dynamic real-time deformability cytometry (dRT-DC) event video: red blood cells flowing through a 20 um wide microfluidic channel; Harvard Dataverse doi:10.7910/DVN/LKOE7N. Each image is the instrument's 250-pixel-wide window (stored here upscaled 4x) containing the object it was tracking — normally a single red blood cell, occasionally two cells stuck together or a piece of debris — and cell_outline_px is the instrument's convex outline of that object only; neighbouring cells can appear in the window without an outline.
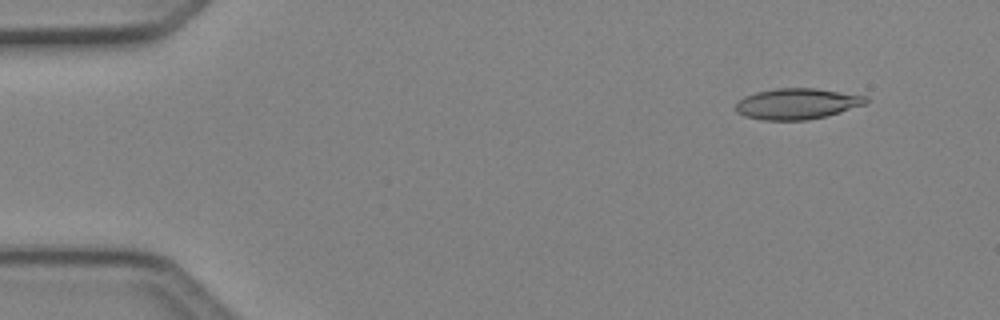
{"species": "Egyptian fruit bat (a non-hibernating species)", "species_latin": "Rousettus aegyptiacus", "temperature_condition": "cold", "stored_images_in_passage": 4, "camera_frame_rate_fps": 3000, "um_per_image_px": 0.085, "animal": {"sex": "female"}, "frame": {"image": 1, "passage_image": 2, "time_ms": 0.333, "image_size_px": [1000, 320], "cell_outline_px": [[868, 100], [864, 104], [828, 116], [808, 120], [764, 120], [744, 116], [736, 112], [736, 104], [744, 96], [756, 92], [776, 88], [816, 88], [868, 96]], "centroid_in_image_um": [67.75, 8.82], "position_along_channel_um": 17.3, "area_um2": 23.47}}
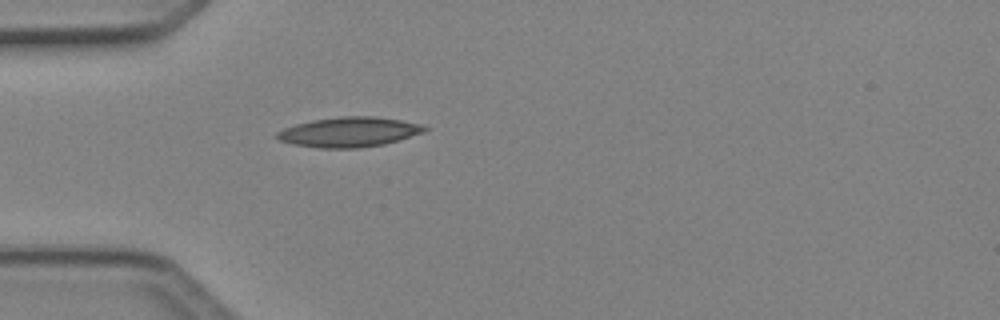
{"frame": {"image": 2, "passage_image": 4, "time_ms": 1.0, "image_size_px": [1000, 320], "cell_outline_px": [[428, 128], [424, 132], [384, 144], [360, 148], [320, 148], [292, 144], [280, 140], [276, 136], [276, 132], [284, 128], [296, 124], [312, 120], [340, 116], [372, 116], [400, 120], [424, 124]], "centroid_in_image_um": [29.67, 11.22], "position_along_channel_um": 55.3, "area_um2": 25.66}}